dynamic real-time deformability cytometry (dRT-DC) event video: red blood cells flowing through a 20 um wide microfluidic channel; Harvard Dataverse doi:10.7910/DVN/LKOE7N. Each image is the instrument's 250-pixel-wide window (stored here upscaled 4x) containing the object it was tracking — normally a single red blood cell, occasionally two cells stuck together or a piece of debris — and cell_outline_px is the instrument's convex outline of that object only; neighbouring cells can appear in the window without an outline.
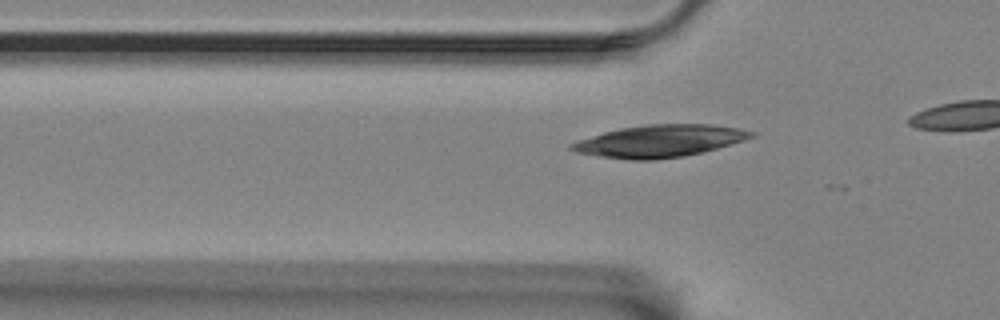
{"species": "Egyptian fruit bat (a non-hibernating species)", "species_latin": "Rousettus aegyptiacus", "temperature_condition": "room temperature", "stored_images_in_passage": 20, "camera_frame_rate_fps": 3000, "um_per_image_px": 0.085, "animal": {"sex": "female"}, "frame": {"image": 1, "passage_image": 14, "time_ms": 4.333, "image_size_px": [1000, 320], "cell_outline_px": [[756, 136], [732, 144], [684, 156], [656, 160], [628, 160], [600, 156], [576, 152], [568, 148], [568, 144], [576, 140], [604, 132], [620, 128], [648, 124], [712, 124], [740, 128], [756, 132]], "centroid_in_image_um": [56.06, 11.98], "position_along_channel_um": 69.7, "area_um2": 33.87}}
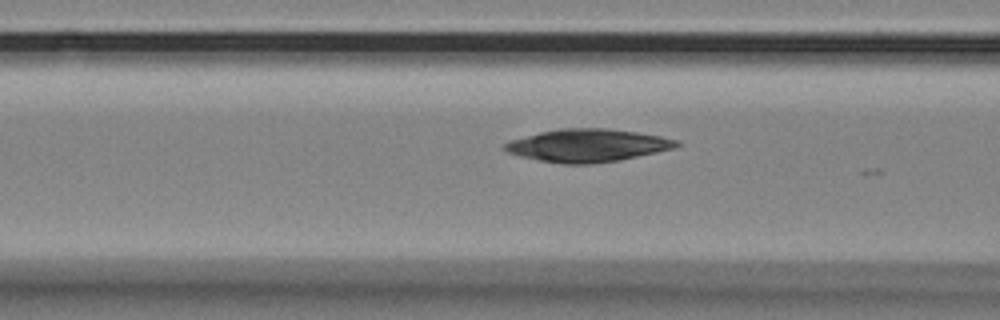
{"frame": {"image": 2, "passage_image": 18, "time_ms": 5.667, "image_size_px": [1000, 320], "cell_outline_px": [[684, 144], [676, 148], [620, 160], [592, 164], [564, 164], [540, 160], [520, 156], [508, 152], [504, 148], [504, 144], [512, 140], [540, 132], [560, 128], [608, 128], [636, 132], [660, 136], [680, 140]], "centroid_in_image_um": [50.02, 12.36], "position_along_channel_um": 116.6, "area_um2": 32.83}}